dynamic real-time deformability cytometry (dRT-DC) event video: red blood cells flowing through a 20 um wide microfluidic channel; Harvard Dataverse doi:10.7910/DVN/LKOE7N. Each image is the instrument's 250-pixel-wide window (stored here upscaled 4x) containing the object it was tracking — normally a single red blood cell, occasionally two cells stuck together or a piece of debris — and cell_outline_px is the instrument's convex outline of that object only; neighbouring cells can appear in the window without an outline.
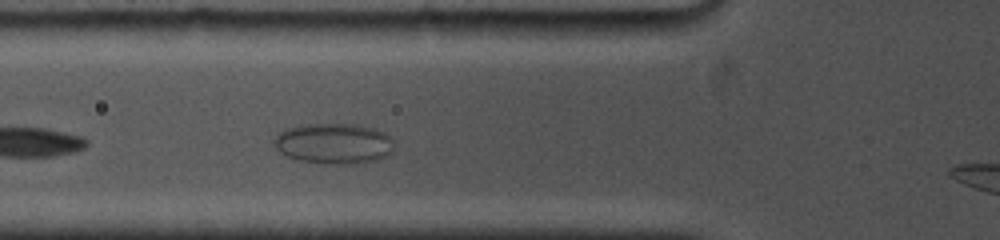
{"species": "common noctule bat (a hibernating species)", "species_latin": "Nyctalus noctula", "temperature_condition": "cold", "stored_images_in_passage": 7, "segment_of_instrument_passage": [1, 2], "camera_frame_rate_fps": 5000, "um_per_image_px": 0.085, "animal": {"sex": "female", "body_mass_g": 19.0, "forearm_length_mm": 53.3}, "frame": {"image": 1, "passage_image": 2, "time_ms": 0.6, "image_size_px": [1000, 240], "cell_outline_px": [[392, 152], [376, 160], [360, 164], [324, 164], [296, 160], [280, 152], [272, 144], [272, 140], [280, 132], [288, 128], [300, 124], [360, 124], [376, 128], [392, 136]], "centroid_in_image_um": [28.37, 12.2], "position_along_channel_um": 97.4, "area_um2": 28.9}}
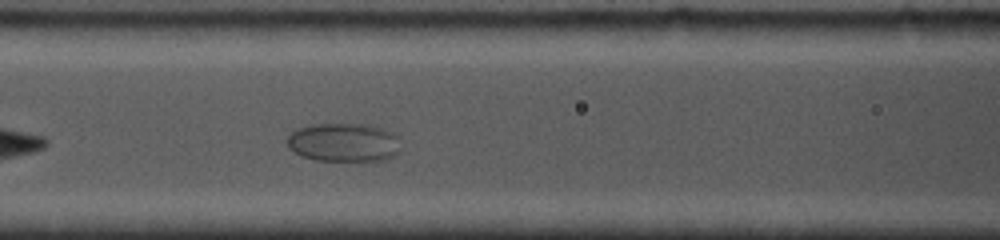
{"frame": {"image": 2, "passage_image": 4, "time_ms": 1.8, "image_size_px": [1000, 240], "cell_outline_px": [[400, 152], [396, 156], [388, 160], [316, 160], [300, 156], [288, 148], [288, 136], [296, 128], [312, 124], [368, 124], [392, 132], [396, 136]], "centroid_in_image_um": [29.21, 12.11], "position_along_channel_um": 137.4, "area_um2": 25.66}}
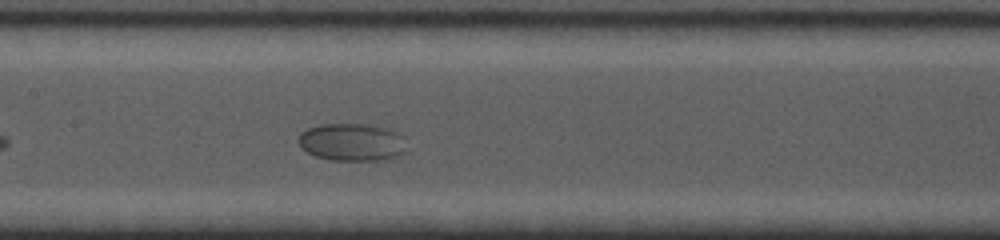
{"frame": {"image": 3, "passage_image": 6, "time_ms": 3.0, "image_size_px": [1000, 240], "cell_outline_px": [[408, 152], [384, 160], [332, 160], [316, 156], [308, 152], [296, 140], [300, 132], [308, 128], [320, 124], [364, 124], [388, 128], [400, 132], [404, 136]], "centroid_in_image_um": [29.97, 12.07], "position_along_channel_um": 177.4, "area_um2": 24.04}}